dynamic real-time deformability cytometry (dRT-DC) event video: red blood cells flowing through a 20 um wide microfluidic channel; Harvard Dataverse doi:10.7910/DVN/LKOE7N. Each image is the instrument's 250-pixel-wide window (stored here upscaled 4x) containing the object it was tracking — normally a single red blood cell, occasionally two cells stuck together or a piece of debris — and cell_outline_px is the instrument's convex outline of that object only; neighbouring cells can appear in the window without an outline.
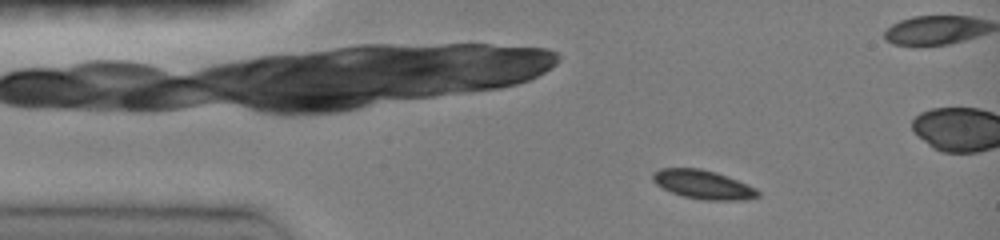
{"species": "common noctule bat (a hibernating species)", "species_latin": "Nyctalus noctula", "temperature_condition": "room temperature", "stored_images_in_passage": 43, "camera_frame_rate_fps": 3000, "um_per_image_px": 0.085, "animal": {"sex": "female", "body_mass_g": 19.0, "forearm_length_mm": 51.5}, "frame": {"image": 1, "passage_image": 5, "time_ms": 1.333, "image_size_px": [1000, 240], "cell_outline_px": [[760, 196], [748, 200], [704, 200], [684, 196], [672, 192], [656, 184], [652, 180], [652, 172], [660, 168], [700, 168], [716, 172], [728, 176], [756, 188], [760, 192]], "centroid_in_image_um": [59.78, 15.68], "position_along_channel_um": 25.2, "area_um2": 17.74}}
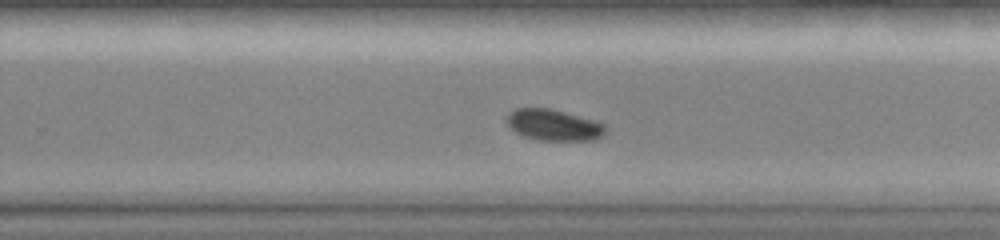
{"frame": {"image": 2, "passage_image": 28, "time_ms": 9.0, "image_size_px": [1000, 240], "cell_outline_px": [[608, 128], [596, 140], [536, 140], [524, 136], [516, 132], [508, 124], [508, 116], [516, 108], [548, 108], [564, 112], [592, 120], [604, 124]], "centroid_in_image_um": [47.08, 10.64], "position_along_channel_um": 282.7, "area_um2": 17.57}}
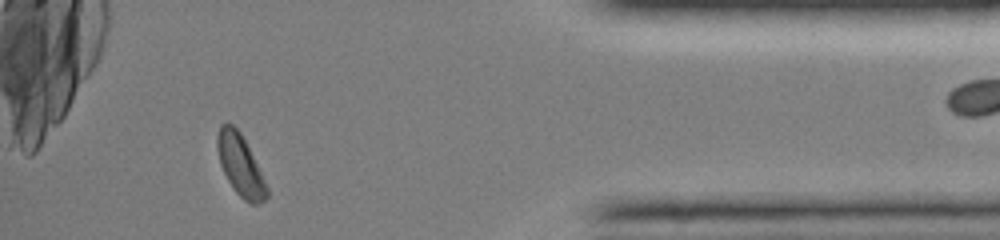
{"frame": {"image": 3, "passage_image": 40, "time_ms": 13.0, "image_size_px": [1000, 240], "cell_outline_px": [[268, 196], [264, 200], [256, 204], [252, 204], [244, 200], [236, 192], [228, 180], [220, 164], [216, 148], [216, 136], [220, 124], [232, 124], [240, 132], [268, 188]], "centroid_in_image_um": [20.39, 14.04], "position_along_channel_um": 414.8, "area_um2": 17.22}, "authors_computed_cell_mechanics": {"area_um2": 18.0336, "velocity_mm_per_s": 4.0488, "shape_relaxation_time_tau1_ms": 2.4024, "shape_relaxation_time_tau2_ms": null, "deformation_change_tau1": 0.0762, "deformation_change_tau2": null}}